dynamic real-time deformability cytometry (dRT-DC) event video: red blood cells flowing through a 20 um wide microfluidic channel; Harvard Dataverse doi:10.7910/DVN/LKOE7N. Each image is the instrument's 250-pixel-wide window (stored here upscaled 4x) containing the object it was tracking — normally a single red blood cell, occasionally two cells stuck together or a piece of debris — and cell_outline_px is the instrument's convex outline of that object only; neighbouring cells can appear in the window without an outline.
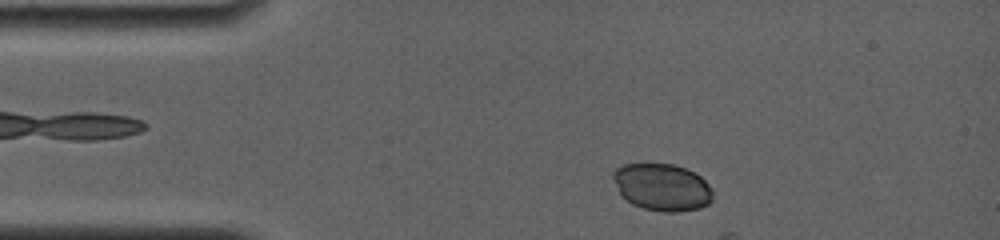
{"species": "common noctule bat (a hibernating species)", "species_latin": "Nyctalus noctula", "temperature_condition": "room temperature", "stored_images_in_passage": 8, "camera_frame_rate_fps": 4000, "um_per_image_px": 0.085, "animal": {"sex": "female", "body_mass_g": 19.0, "forearm_length_mm": 56.7}, "frame": {"image": 1, "passage_image": 5, "time_ms": 1.0, "image_size_px": [1000, 240], "cell_outline_px": [[712, 200], [708, 204], [700, 208], [676, 212], [664, 212], [644, 208], [632, 204], [620, 192], [612, 176], [612, 172], [616, 168], [624, 164], [672, 164], [696, 172], [712, 188]], "centroid_in_image_um": [56.31, 15.9], "position_along_channel_um": 28.7, "area_um2": 27.22}}